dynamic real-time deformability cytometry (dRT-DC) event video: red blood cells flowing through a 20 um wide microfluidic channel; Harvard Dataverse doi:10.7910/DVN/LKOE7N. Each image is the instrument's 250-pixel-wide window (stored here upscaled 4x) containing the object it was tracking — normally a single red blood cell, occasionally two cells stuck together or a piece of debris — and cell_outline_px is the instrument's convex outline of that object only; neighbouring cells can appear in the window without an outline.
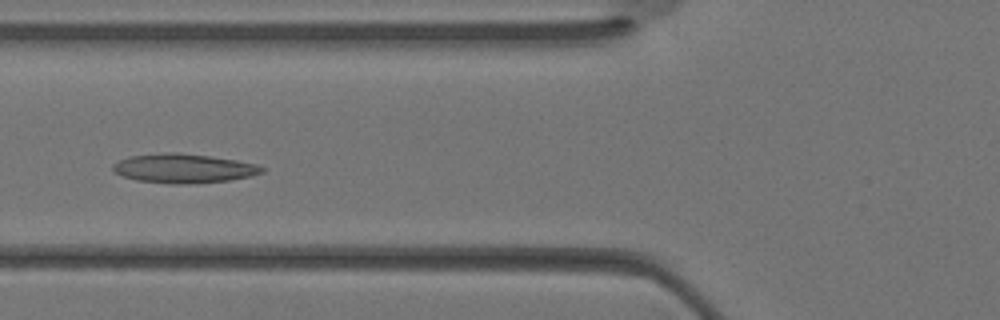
{"species": "Egyptian fruit bat (a non-hibernating species)", "species_latin": "Rousettus aegyptiacus", "temperature_condition": "warm", "stored_images_in_passage": 35, "camera_frame_rate_fps": 3000, "um_per_image_px": 0.085, "animal": {"sex": "female"}, "frame": {"image": 1, "passage_image": 13, "time_ms": 4.0, "image_size_px": [1000, 320], "cell_outline_px": [[264, 172], [252, 176], [228, 180], [188, 184], [168, 184], [136, 180], [124, 176], [116, 172], [112, 168], [112, 164], [128, 156], [164, 152], [176, 152], [208, 156], [236, 160], [256, 164], [264, 168]], "centroid_in_image_um": [15.6, 14.31], "position_along_channel_um": 110.2, "area_um2": 25.32}}
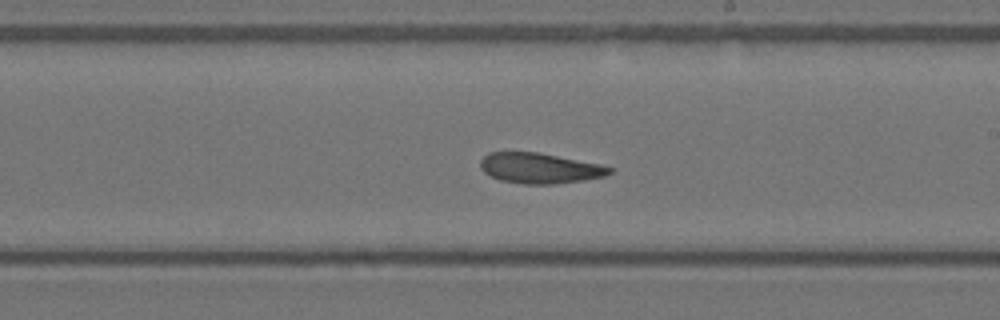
{"frame": {"image": 2, "passage_image": 20, "time_ms": 6.333, "image_size_px": [1000, 320], "cell_outline_px": [[612, 172], [604, 176], [584, 180], [556, 184], [524, 184], [500, 180], [484, 172], [480, 168], [480, 160], [488, 152], [536, 152], [600, 164], [612, 168]], "centroid_in_image_um": [45.85, 14.3], "position_along_channel_um": 243.1, "area_um2": 22.77}}
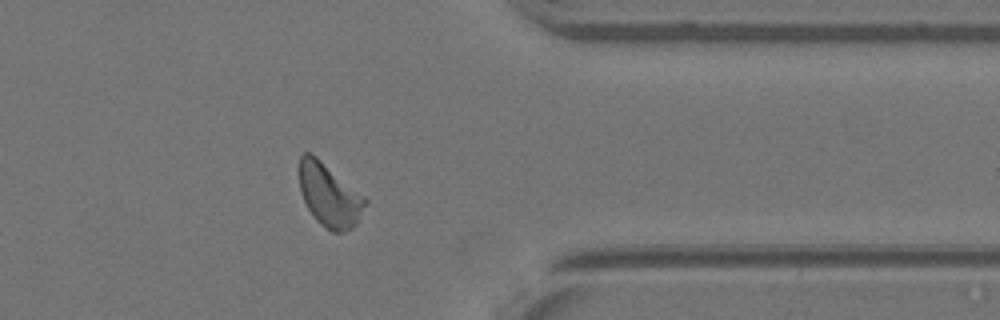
{"frame": {"image": 3, "passage_image": 28, "time_ms": 9.0, "image_size_px": [1000, 320], "cell_outline_px": [[368, 200], [356, 224], [352, 228], [344, 232], [332, 232], [324, 228], [316, 220], [308, 208], [300, 192], [300, 156], [304, 152], [312, 152], [364, 196]], "centroid_in_image_um": [27.99, 16.59], "position_along_channel_um": 383.4, "area_um2": 24.16}}